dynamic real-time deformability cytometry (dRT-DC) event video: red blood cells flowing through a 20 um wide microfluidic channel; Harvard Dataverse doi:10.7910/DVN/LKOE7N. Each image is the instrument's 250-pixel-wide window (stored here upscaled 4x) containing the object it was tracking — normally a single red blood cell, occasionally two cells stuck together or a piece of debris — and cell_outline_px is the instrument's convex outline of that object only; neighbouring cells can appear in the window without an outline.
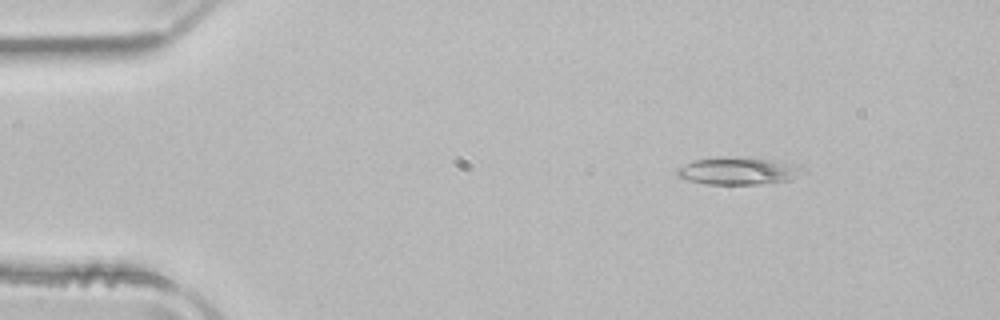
{"species": "common noctule bat (a hibernating species)", "species_latin": "Nyctalus noctula", "temperature_condition": "room temperature", "stored_images_in_passage": 51, "camera_frame_rate_fps": 3000, "um_per_image_px": 0.085, "animal": {"sex": "male", "body_mass_g": 21.5, "forearm_length_mm": 52.0}, "frame": {"image": 1, "passage_image": 7, "time_ms": 2.0, "image_size_px": [1000, 320], "cell_outline_px": [[808, 172], [788, 180], [760, 184], [708, 184], [688, 180], [676, 176], [676, 168], [692, 160], [768, 160], [804, 168]], "centroid_in_image_um": [62.71, 14.6], "position_along_channel_um": 22.3, "area_um2": 18.73}}
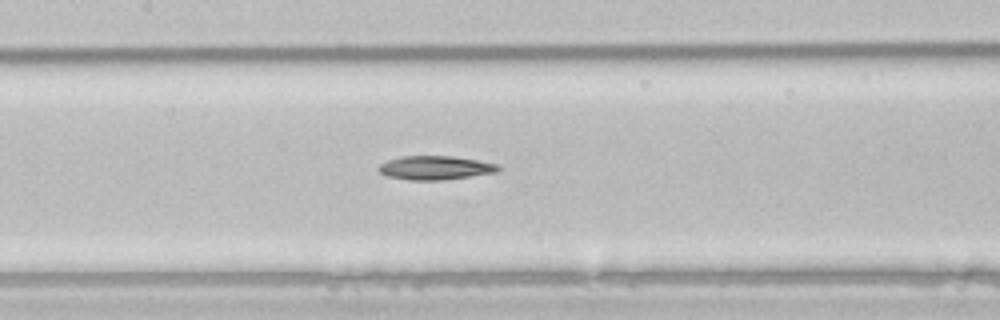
{"frame": {"image": 2, "passage_image": 24, "time_ms": 7.667, "image_size_px": [1000, 320], "cell_outline_px": [[500, 168], [496, 172], [440, 180], [412, 180], [388, 176], [380, 172], [380, 164], [388, 160], [400, 156], [452, 156], [500, 164]], "centroid_in_image_um": [37.01, 14.25], "position_along_channel_um": 170.4, "area_um2": 16.3}}
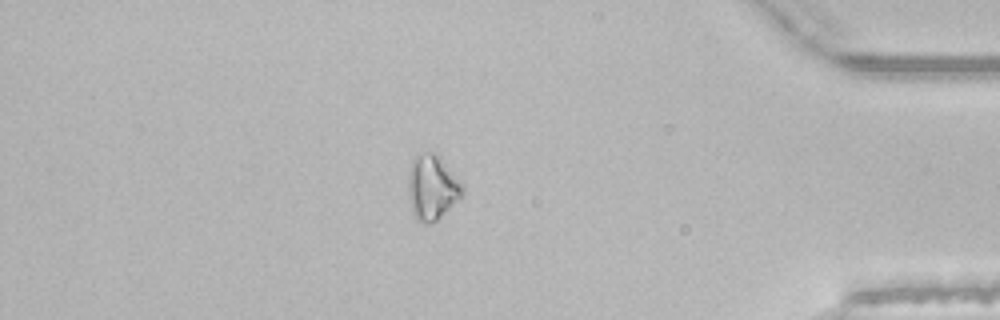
{"frame": {"image": 3, "passage_image": 44, "time_ms": 14.333, "image_size_px": [1000, 320], "cell_outline_px": [[464, 192], [436, 220], [428, 224], [424, 224], [416, 220], [412, 212], [408, 196], [408, 172], [412, 160], [416, 156], [424, 152], [436, 152], [464, 188]], "centroid_in_image_um": [36.67, 15.92], "position_along_channel_um": 398.5, "area_um2": 20.11}, "authors_computed_cell_mechanics": {"area_um2": 17.6868, "velocity_mm_per_s": 3.9786, "shape_relaxation_time_tau1_ms": 3.0631, "shape_relaxation_time_tau2_ms": null, "deformation_change_tau1": 0.1098, "deformation_change_tau2": null}}